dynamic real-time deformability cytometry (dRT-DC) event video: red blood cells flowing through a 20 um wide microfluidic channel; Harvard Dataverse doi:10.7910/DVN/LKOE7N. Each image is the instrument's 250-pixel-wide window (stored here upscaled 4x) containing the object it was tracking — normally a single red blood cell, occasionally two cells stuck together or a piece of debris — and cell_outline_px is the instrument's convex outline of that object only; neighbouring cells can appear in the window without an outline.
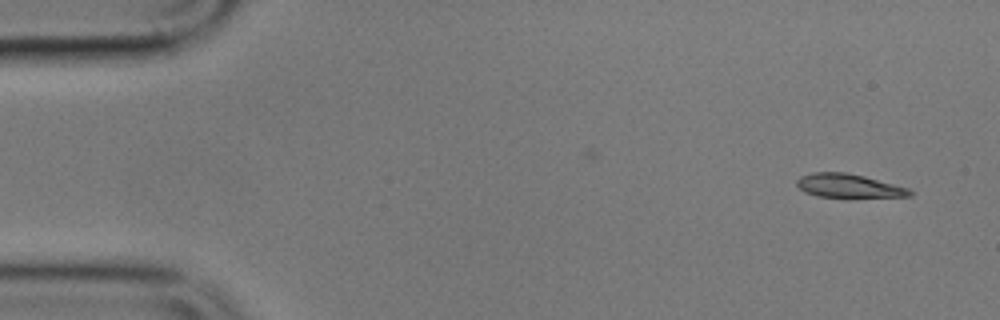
{"species": "common noctule bat (a hibernating species)", "species_latin": "Nyctalus noctula", "temperature_condition": "cold", "stored_images_in_passage": 3, "camera_frame_rate_fps": 3000, "um_per_image_px": 0.085, "animal": {"sex": "male", "body_mass_g": 17.9}, "frame": {"image": 1, "passage_image": 3, "time_ms": 2.333, "image_size_px": [1000, 320], "cell_outline_px": [[916, 192], [912, 196], [848, 200], [844, 200], [816, 196], [804, 192], [796, 184], [796, 180], [800, 176], [812, 172], [844, 172], [864, 176], [908, 188]], "centroid_in_image_um": [72.17, 15.86], "position_along_channel_um": 12.8, "area_um2": 16.7}}